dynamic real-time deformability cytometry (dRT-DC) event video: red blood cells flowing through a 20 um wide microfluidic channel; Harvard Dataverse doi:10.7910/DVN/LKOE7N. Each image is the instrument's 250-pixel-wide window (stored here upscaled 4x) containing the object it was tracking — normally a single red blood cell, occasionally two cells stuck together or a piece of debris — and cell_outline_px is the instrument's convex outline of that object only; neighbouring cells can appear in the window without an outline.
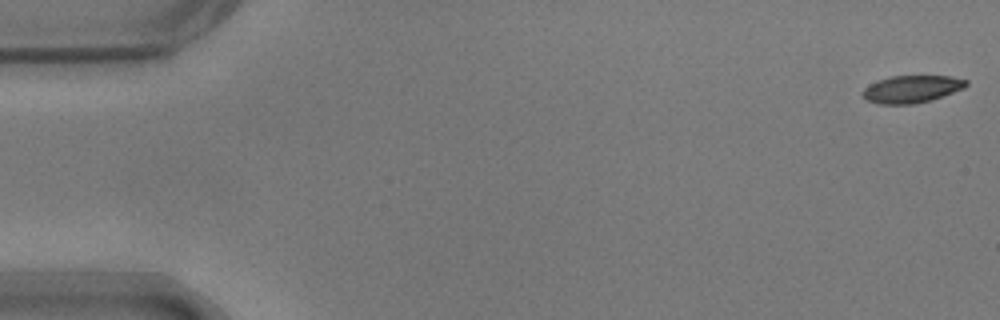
{"species": "common noctule bat (a hibernating species)", "species_latin": "Nyctalus noctula", "temperature_condition": "warm", "stored_images_in_passage": 10, "camera_frame_rate_fps": 3000, "um_per_image_px": 0.085, "animal": {"sex": "male", "body_mass_g": 17.9}, "frame": {"image": 1, "passage_image": 1, "time_ms": 0.0, "image_size_px": [1000, 320], "cell_outline_px": [[968, 84], [964, 88], [932, 100], [916, 104], [880, 104], [868, 100], [860, 96], [860, 92], [864, 88], [880, 80], [892, 76], [952, 76], [968, 80]], "centroid_in_image_um": [77.5, 7.58], "position_along_channel_um": 7.5, "area_um2": 16.53}}